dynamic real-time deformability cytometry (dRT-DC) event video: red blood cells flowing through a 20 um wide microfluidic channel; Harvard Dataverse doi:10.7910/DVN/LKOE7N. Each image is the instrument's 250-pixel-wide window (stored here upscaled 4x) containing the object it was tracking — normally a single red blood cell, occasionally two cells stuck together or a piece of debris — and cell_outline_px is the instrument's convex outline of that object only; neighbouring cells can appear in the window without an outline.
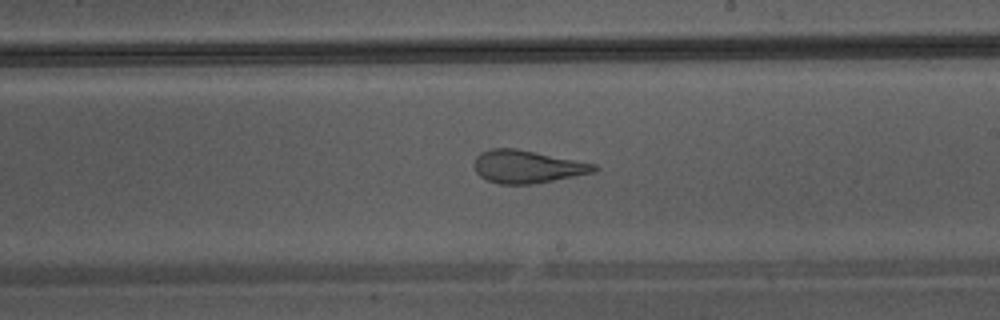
{"species": "Egyptian fruit bat (a non-hibernating species)", "species_latin": "Rousettus aegyptiacus", "temperature_condition": "warm", "stored_images_in_passage": 32, "camera_frame_rate_fps": 3000, "um_per_image_px": 0.085, "animal": {"sex": "male"}, "frame": {"image": 1, "passage_image": 14, "time_ms": 4.333, "image_size_px": [1000, 320], "cell_outline_px": [[600, 168], [592, 172], [532, 184], [500, 184], [488, 180], [480, 176], [476, 172], [476, 156], [480, 152], [492, 148], [516, 148], [596, 164]], "centroid_in_image_um": [44.8, 14.15], "position_along_channel_um": 244.2, "area_um2": 22.54}}